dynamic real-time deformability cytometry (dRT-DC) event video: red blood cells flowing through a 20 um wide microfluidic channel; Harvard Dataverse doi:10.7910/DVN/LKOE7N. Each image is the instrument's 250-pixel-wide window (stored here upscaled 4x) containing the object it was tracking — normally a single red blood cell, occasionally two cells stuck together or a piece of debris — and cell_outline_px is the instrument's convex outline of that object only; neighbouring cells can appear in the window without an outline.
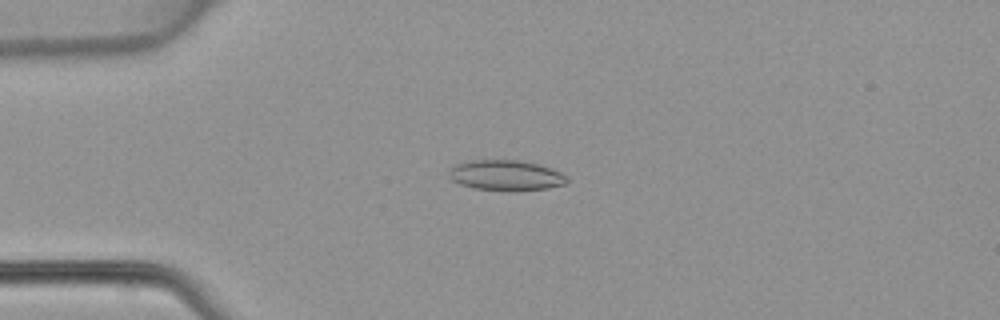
{"species": "common noctule bat (a hibernating species)", "species_latin": "Nyctalus noctula", "temperature_condition": "warm", "stored_images_in_passage": 46, "camera_frame_rate_fps": 3000, "um_per_image_px": 0.085, "animal": {"sex": "female", "body_mass_g": 22.7, "forearm_length_mm": 54.2}, "frame": {"image": 1, "passage_image": 10, "time_ms": 3.0, "image_size_px": [1000, 320], "cell_outline_px": [[568, 180], [564, 184], [548, 188], [516, 192], [508, 192], [472, 188], [460, 184], [452, 180], [448, 176], [448, 172], [456, 164], [468, 160], [520, 160], [540, 164], [552, 168], [568, 176]], "centroid_in_image_um": [43.01, 14.92], "position_along_channel_um": 42.0, "area_um2": 21.44}}
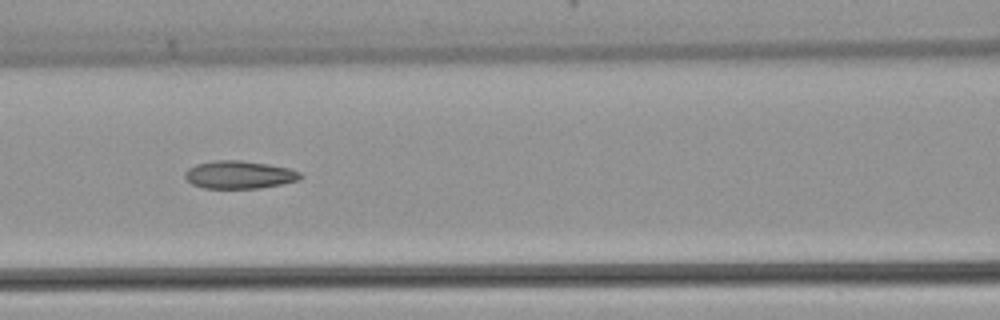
{"frame": {"image": 2, "passage_image": 19, "time_ms": 6.0, "image_size_px": [1000, 320], "cell_outline_px": [[304, 176], [296, 180], [280, 184], [260, 188], [204, 188], [192, 184], [184, 176], [184, 172], [188, 168], [196, 164], [216, 160], [240, 160], [268, 164], [288, 168], [300, 172]], "centroid_in_image_um": [20.31, 14.85], "position_along_channel_um": 146.3, "area_um2": 18.61}}
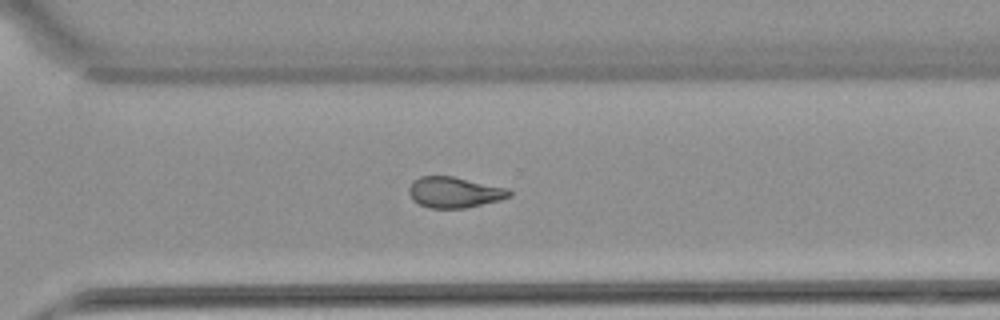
{"frame": {"image": 3, "passage_image": 32, "time_ms": 10.333, "image_size_px": [1000, 320], "cell_outline_px": [[512, 196], [500, 200], [464, 208], [428, 208], [412, 200], [408, 192], [408, 188], [412, 180], [420, 176], [452, 176], [508, 188], [512, 192]], "centroid_in_image_um": [38.6, 16.34], "position_along_channel_um": 332.0, "area_um2": 18.15}}